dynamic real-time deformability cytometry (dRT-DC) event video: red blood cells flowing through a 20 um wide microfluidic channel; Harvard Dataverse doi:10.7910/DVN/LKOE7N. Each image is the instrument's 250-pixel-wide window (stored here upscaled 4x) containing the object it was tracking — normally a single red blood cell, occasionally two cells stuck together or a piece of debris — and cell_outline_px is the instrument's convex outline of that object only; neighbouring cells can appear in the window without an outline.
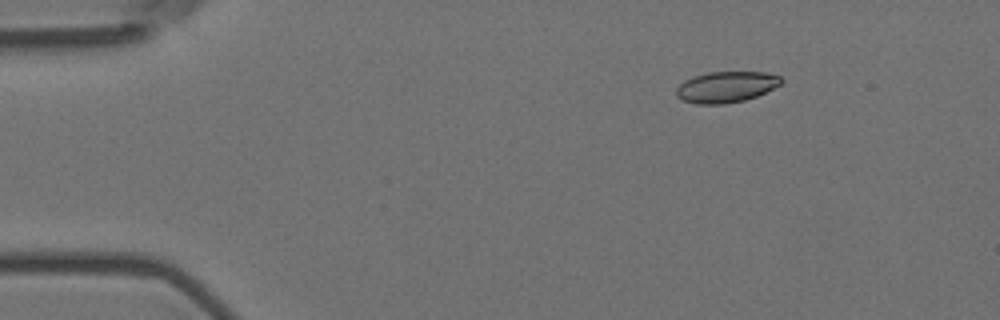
{"species": "Egyptian fruit bat (a non-hibernating species)", "species_latin": "Rousettus aegyptiacus", "temperature_condition": "room temperature", "stored_images_in_passage": 13, "camera_frame_rate_fps": 3000, "um_per_image_px": 0.085, "animal": {"sex": "female"}, "frame": {"image": 1, "passage_image": 1, "time_ms": 0.0, "image_size_px": [1000, 320], "cell_outline_px": [[784, 80], [780, 84], [756, 96], [744, 100], [724, 104], [696, 104], [684, 100], [676, 96], [676, 88], [684, 80], [692, 76], [708, 72], [768, 72], [780, 76]], "centroid_in_image_um": [61.7, 7.38], "position_along_channel_um": 23.3, "area_um2": 18.96}}
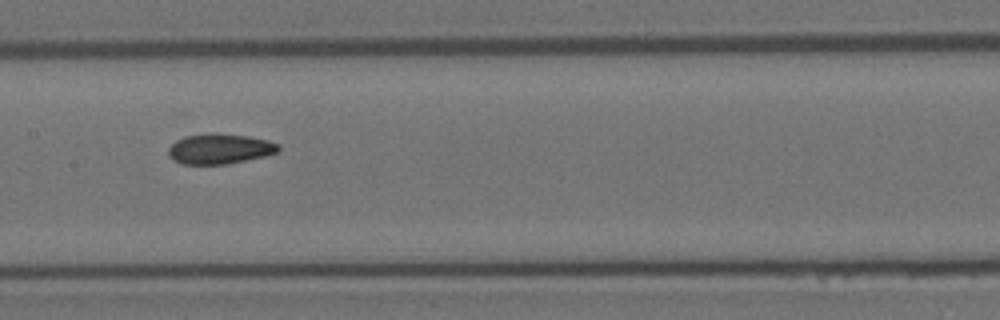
{"frame": {"image": 2, "passage_image": 6, "time_ms": 1.667, "image_size_px": [1000, 320], "cell_outline_px": [[280, 152], [264, 156], [228, 164], [180, 164], [172, 160], [168, 156], [168, 148], [176, 140], [184, 136], [248, 136], [268, 140], [280, 144]], "centroid_in_image_um": [18.69, 12.7], "position_along_channel_um": 188.7, "area_um2": 18.79}}
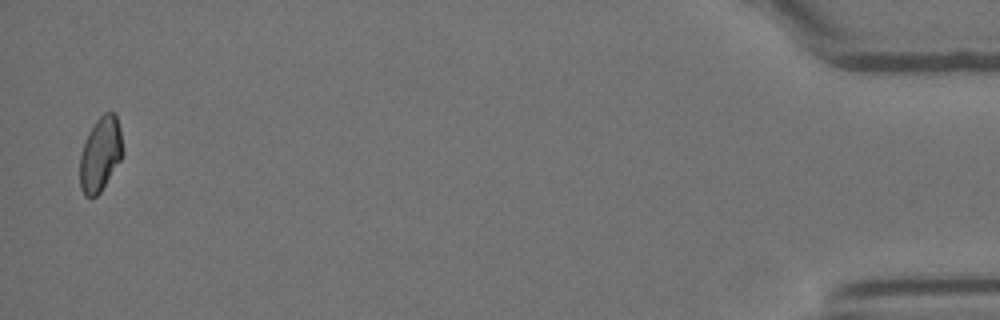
{"frame": {"image": 3, "passage_image": 13, "time_ms": 4.0, "image_size_px": [1000, 320], "cell_outline_px": [[124, 152], [120, 160], [100, 192], [96, 196], [84, 196], [80, 188], [80, 152], [84, 140], [88, 132], [96, 120], [104, 112], [112, 112], [116, 116], [120, 128]], "centroid_in_image_um": [8.52, 13.08], "position_along_channel_um": 426.7, "area_um2": 18.61}}